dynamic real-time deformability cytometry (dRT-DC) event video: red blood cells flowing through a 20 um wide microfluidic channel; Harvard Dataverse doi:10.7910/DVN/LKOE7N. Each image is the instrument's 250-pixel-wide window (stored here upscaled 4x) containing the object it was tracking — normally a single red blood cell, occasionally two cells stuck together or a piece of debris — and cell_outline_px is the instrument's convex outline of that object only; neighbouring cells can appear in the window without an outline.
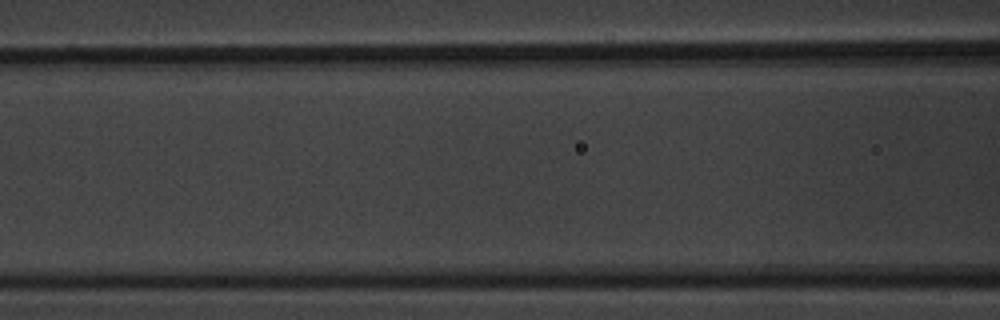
{"species": "common noctule bat (a hibernating species)", "species_latin": "Nyctalus noctula", "temperature_condition": "warm", "stored_images_in_passage": 5, "segment_of_instrument_passage": [2, 2], "camera_frame_rate_fps": 3000, "um_per_image_px": 0.085, "animal": {"sex": "male", "body_mass_g": 20.1, "forearm_length_mm": 53.5}, "frame": {"image": 1, "passage_image": 4, "time_ms": 1.0, "image_size_px": [1000, 320], "cell_outline_px": [[340, 276], [192, 276], [196, 272], [208, 264], [328, 264]], "centroid_in_image_um": [22.66, 22.97], "position_along_channel_um": 143.9, "area_um2": 11.68}}